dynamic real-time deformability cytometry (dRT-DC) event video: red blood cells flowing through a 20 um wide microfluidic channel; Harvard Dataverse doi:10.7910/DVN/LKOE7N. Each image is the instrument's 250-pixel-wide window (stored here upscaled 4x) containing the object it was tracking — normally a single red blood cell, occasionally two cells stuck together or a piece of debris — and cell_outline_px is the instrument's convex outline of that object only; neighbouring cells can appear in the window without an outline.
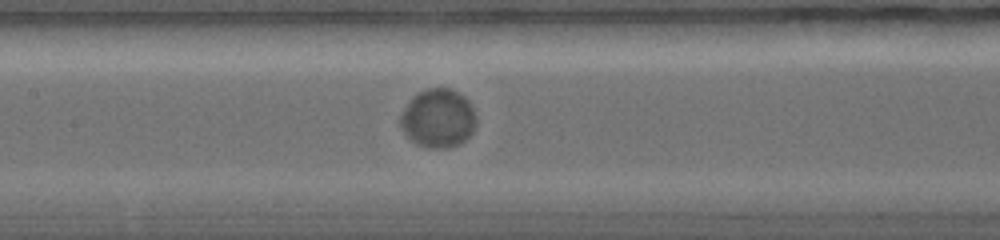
{"species": "common noctule bat (a hibernating species)", "species_latin": "Nyctalus noctula", "temperature_condition": "warm", "stored_images_in_passage": 43, "camera_frame_rate_fps": 5000, "um_per_image_px": 0.085, "animal": {"sex": "female", "body_mass_g": 19.0, "forearm_length_mm": 56.7}, "frame": {"image": 1, "passage_image": 10, "time_ms": 4.8, "image_size_px": [1000, 240], "cell_outline_px": [[476, 124], [472, 132], [460, 144], [448, 148], [432, 148], [416, 144], [400, 128], [400, 116], [412, 96], [416, 92], [428, 88], [448, 88], [464, 96], [468, 100], [476, 116]], "centroid_in_image_um": [37.23, 10.05], "position_along_channel_um": 170.2, "area_um2": 25.89}}
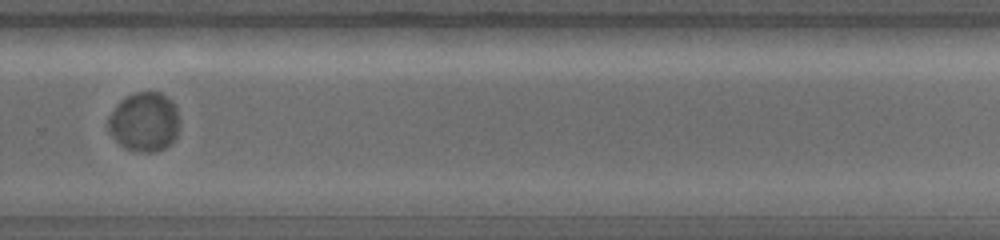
{"frame": {"image": 2, "passage_image": 21, "time_ms": 7.8, "image_size_px": [1000, 240], "cell_outline_px": [[180, 124], [176, 136], [164, 148], [152, 152], [136, 152], [124, 148], [108, 132], [108, 116], [116, 104], [120, 100], [136, 92], [160, 92], [172, 100], [176, 104], [180, 120]], "centroid_in_image_um": [12.27, 10.35], "position_along_channel_um": 317.5, "area_um2": 24.97}}
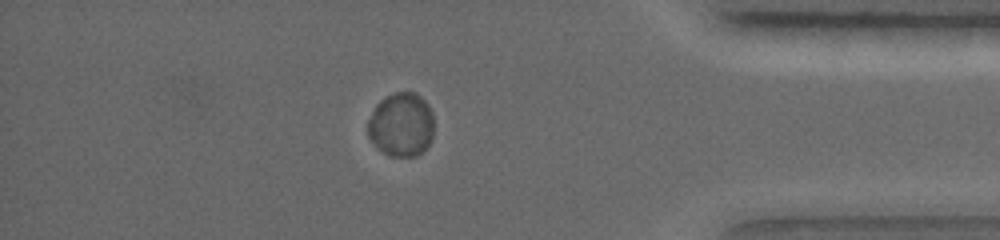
{"frame": {"image": 3, "passage_image": 30, "time_ms": 10.0, "image_size_px": [1000, 240], "cell_outline_px": [[432, 140], [416, 156], [388, 156], [368, 136], [368, 120], [376, 104], [380, 100], [396, 92], [412, 92], [420, 96], [428, 104], [432, 112]], "centroid_in_image_um": [34.11, 10.58], "position_along_channel_um": 401.1, "area_um2": 24.28}}